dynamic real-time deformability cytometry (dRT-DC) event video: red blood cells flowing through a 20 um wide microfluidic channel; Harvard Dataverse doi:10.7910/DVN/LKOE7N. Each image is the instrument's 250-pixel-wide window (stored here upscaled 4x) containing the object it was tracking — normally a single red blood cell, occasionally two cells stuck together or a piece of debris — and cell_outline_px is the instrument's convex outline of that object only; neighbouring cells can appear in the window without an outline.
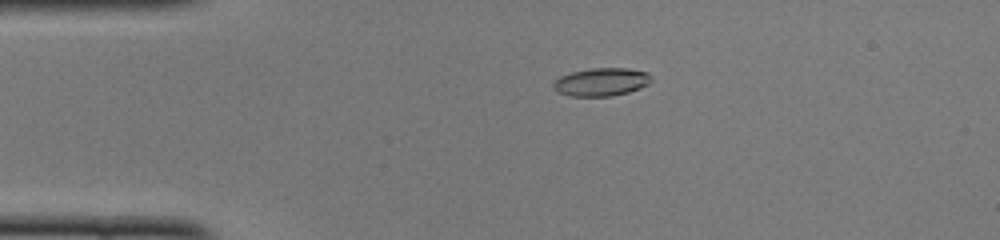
{"species": "common noctule bat (a hibernating species)", "species_latin": "Nyctalus noctula", "temperature_condition": "cold", "stored_images_in_passage": 51, "camera_frame_rate_fps": 3000, "um_per_image_px": 0.085, "animal": {"sex": "female", "body_mass_g": 22.0, "forearm_length_mm": 56.7}, "frame": {"image": 1, "passage_image": 11, "time_ms": 3.333, "image_size_px": [1000, 240], "cell_outline_px": [[652, 80], [648, 84], [640, 88], [628, 92], [612, 96], [572, 96], [560, 92], [552, 88], [552, 84], [560, 76], [572, 72], [592, 68], [624, 68], [644, 72], [652, 76]], "centroid_in_image_um": [51.11, 6.97], "position_along_channel_um": 33.9, "area_um2": 15.84}}
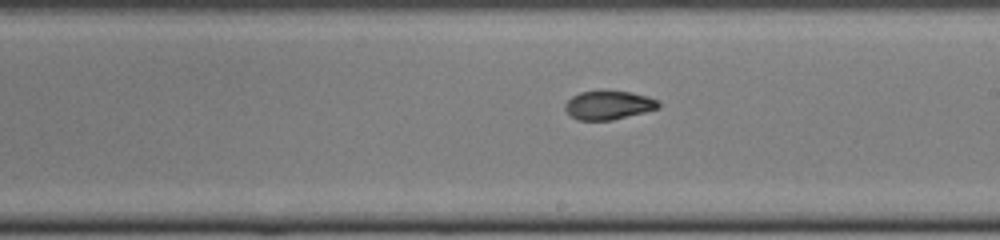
{"frame": {"image": 2, "passage_image": 29, "time_ms": 9.333, "image_size_px": [1000, 240], "cell_outline_px": [[660, 108], [612, 120], [576, 120], [564, 108], [564, 104], [572, 96], [580, 92], [600, 88], [628, 92], [644, 96], [656, 100], [660, 104]], "centroid_in_image_um": [51.67, 8.91], "position_along_channel_um": 237.3, "area_um2": 15.9}}
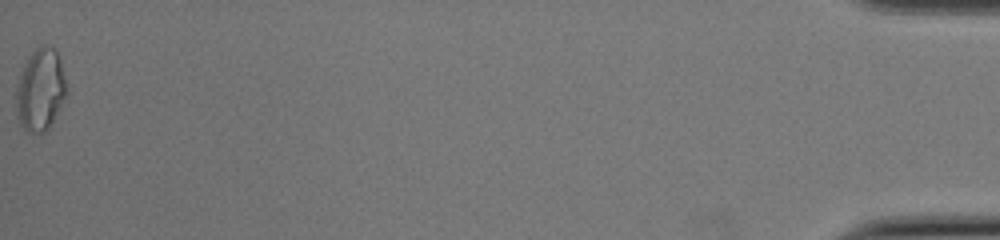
{"frame": {"image": 3, "passage_image": 51, "time_ms": 16.667, "image_size_px": [1000, 240], "cell_outline_px": [[68, 92], [48, 128], [44, 132], [28, 132], [20, 124], [16, 116], [16, 84], [24, 64], [28, 56], [32, 52], [44, 44], [52, 48], [56, 52], [60, 60], [68, 88]], "centroid_in_image_um": [3.42, 7.63], "position_along_channel_um": 431.8, "area_um2": 24.04}, "authors_computed_cell_mechanics": {"area_um2": 15.895, "velocity_mm_per_s": 4.0111, "shape_relaxation_time_tau1_ms": null, "shape_relaxation_time_tau2_ms": 2.4403, "deformation_change_tau1": null, "deformation_change_tau2": 0.0716}}